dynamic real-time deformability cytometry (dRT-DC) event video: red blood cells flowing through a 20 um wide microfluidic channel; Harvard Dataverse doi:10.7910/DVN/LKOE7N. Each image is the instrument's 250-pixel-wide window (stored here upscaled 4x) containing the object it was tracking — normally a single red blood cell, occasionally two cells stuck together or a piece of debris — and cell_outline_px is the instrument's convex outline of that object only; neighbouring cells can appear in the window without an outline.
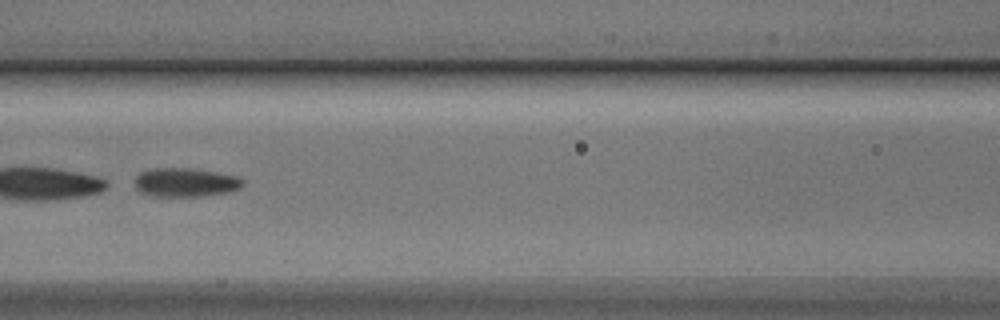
{"species": "Egyptian fruit bat (a non-hibernating species)", "species_latin": "Rousettus aegyptiacus", "temperature_condition": "cold", "stored_images_in_passage": 43, "camera_frame_rate_fps": 3000, "um_per_image_px": 0.085, "animal": {"sex": "male"}, "frame": {"image": 1, "passage_image": 14, "time_ms": 4.333, "image_size_px": [1000, 320], "cell_outline_px": [[244, 184], [240, 188], [228, 192], [200, 196], [152, 196], [140, 192], [136, 188], [136, 176], [140, 172], [152, 168], [188, 168], [236, 176], [244, 180]], "centroid_in_image_um": [15.74, 15.51], "position_along_channel_um": 150.9, "area_um2": 17.98}}
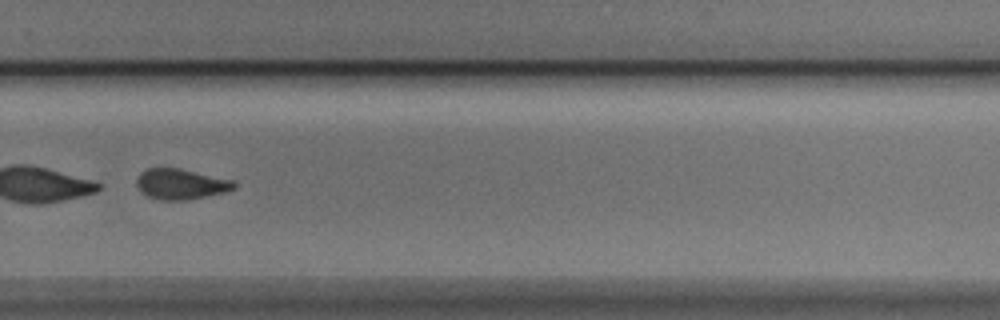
{"frame": {"image": 2, "passage_image": 27, "time_ms": 8.667, "image_size_px": [1000, 320], "cell_outline_px": [[236, 188], [224, 192], [188, 200], [160, 200], [148, 196], [140, 192], [136, 184], [136, 180], [140, 172], [148, 168], [180, 168], [232, 180], [236, 184]], "centroid_in_image_um": [15.34, 15.65], "position_along_channel_um": 314.5, "area_um2": 17.34}, "authors_computed_cell_mechanics": {"area_um2": 19.3052, "velocity_mm_per_s": 3.7815, "shape_relaxation_time_tau1_ms": 4.2462, "shape_relaxation_time_tau2_ms": 2.2378, "deformation_change_tau1": 0.1117, "deformation_change_tau2": 0.0741}}